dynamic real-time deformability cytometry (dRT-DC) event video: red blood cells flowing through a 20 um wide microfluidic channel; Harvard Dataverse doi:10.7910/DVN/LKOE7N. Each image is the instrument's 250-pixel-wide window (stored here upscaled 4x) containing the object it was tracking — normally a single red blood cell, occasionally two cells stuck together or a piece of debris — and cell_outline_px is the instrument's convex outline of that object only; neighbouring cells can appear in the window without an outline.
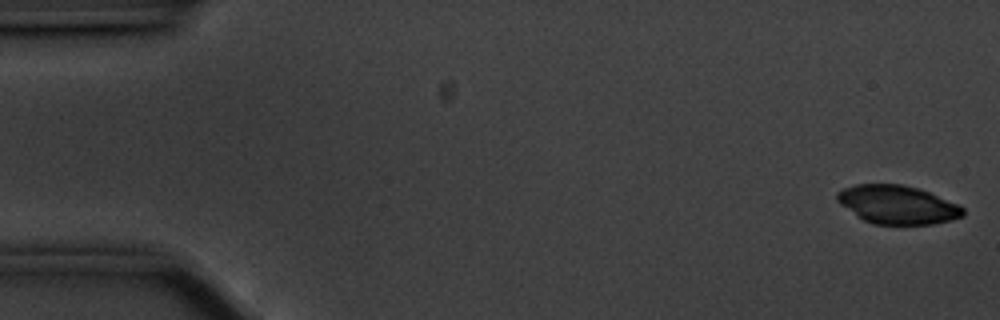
{"species": "common noctule bat (a hibernating species)", "species_latin": "Nyctalus noctula", "temperature_condition": "cold", "stored_images_in_passage": 56, "camera_frame_rate_fps": 3000, "um_per_image_px": 0.085, "animal": {"sex": "male", "body_mass_g": 20.1, "forearm_length_mm": 53.5}, "frame": {"image": 1, "passage_image": 1, "time_ms": 0.0, "image_size_px": [1000, 320], "cell_outline_px": [[964, 216], [932, 224], [872, 224], [864, 220], [840, 204], [836, 200], [836, 192], [844, 188], [856, 184], [904, 184], [928, 192], [956, 204], [964, 208]], "centroid_in_image_um": [76.24, 17.39], "position_along_channel_um": 8.8, "area_um2": 27.92}}
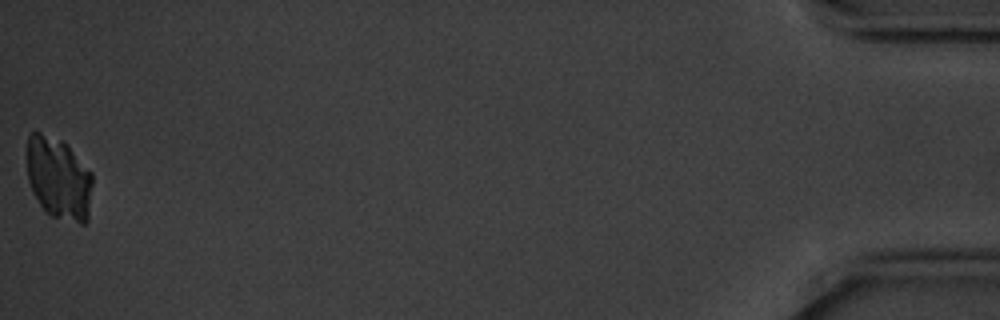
{"frame": {"image": 2, "passage_image": 56, "time_ms": 18.333, "image_size_px": [1000, 320], "cell_outline_px": [[92, 184], [88, 220], [84, 224], [80, 224], [52, 216], [40, 204], [32, 192], [28, 180], [28, 132], [40, 132], [60, 140], [92, 172]], "centroid_in_image_um": [4.99, 15.18], "position_along_channel_um": 430.2, "area_um2": 31.1}}